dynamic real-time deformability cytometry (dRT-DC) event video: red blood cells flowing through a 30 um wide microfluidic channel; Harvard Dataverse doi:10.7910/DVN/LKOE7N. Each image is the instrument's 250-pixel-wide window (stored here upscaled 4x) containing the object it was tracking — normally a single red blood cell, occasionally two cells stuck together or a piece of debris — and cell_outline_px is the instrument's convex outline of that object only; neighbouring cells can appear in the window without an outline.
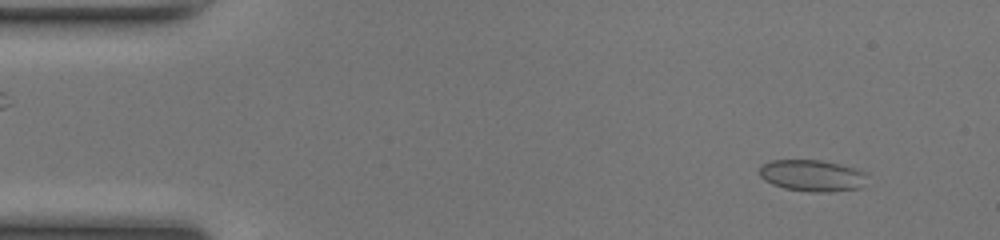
{"species": "common noctule bat (a hibernating species)", "species_latin": "Nyctalus noctula", "temperature_condition": "room temperature", "stored_images_in_passage": 7, "camera_frame_rate_fps": 3000, "um_per_image_px": 0.085, "animal": {"sex": "female", "body_mass_g": 17.0, "forearm_length_mm": 48.0}, "frame": {"image": 1, "passage_image": 5, "time_ms": 1.333, "image_size_px": [1000, 240], "cell_outline_px": [[864, 176], [860, 188], [828, 192], [812, 192], [784, 188], [772, 184], [764, 180], [760, 176], [760, 164], [772, 160], [820, 160], [840, 164], [856, 168], [864, 172]], "centroid_in_image_um": [68.97, 14.92], "position_along_channel_um": 16.0, "area_um2": 19.65}}